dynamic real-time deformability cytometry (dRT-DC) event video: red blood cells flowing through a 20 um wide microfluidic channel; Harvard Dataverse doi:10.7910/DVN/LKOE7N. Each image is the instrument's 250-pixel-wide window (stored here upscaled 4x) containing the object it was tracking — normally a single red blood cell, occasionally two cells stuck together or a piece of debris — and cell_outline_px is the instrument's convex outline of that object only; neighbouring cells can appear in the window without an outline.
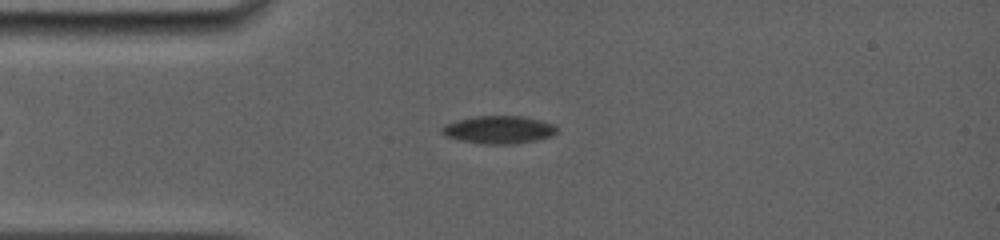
{"species": "common noctule bat (a hibernating species)", "species_latin": "Nyctalus noctula", "temperature_condition": "room temperature", "stored_images_in_passage": 44, "camera_frame_rate_fps": 5000, "um_per_image_px": 0.085, "animal": {"sex": "female", "body_mass_g": 19.0, "forearm_length_mm": 56.7}, "frame": {"image": 1, "passage_image": 11, "time_ms": 3.8, "image_size_px": [1000, 240], "cell_outline_px": [[556, 132], [552, 136], [536, 140], [512, 144], [484, 144], [460, 140], [444, 136], [440, 132], [440, 128], [456, 120], [476, 116], [524, 116], [540, 120], [552, 124], [556, 128]], "centroid_in_image_um": [42.37, 11.03], "position_along_channel_um": 42.6, "area_um2": 18.55}}
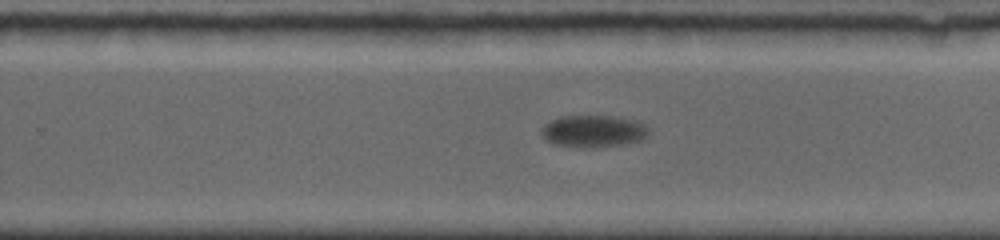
{"frame": {"image": 2, "passage_image": 28, "time_ms": 10.6, "image_size_px": [1000, 240], "cell_outline_px": [[648, 136], [644, 140], [628, 144], [580, 148], [552, 144], [544, 140], [540, 132], [540, 128], [544, 124], [560, 116], [612, 116], [636, 120], [644, 124], [648, 128]], "centroid_in_image_um": [50.42, 11.16], "position_along_channel_um": 279.4, "area_um2": 20.46}}
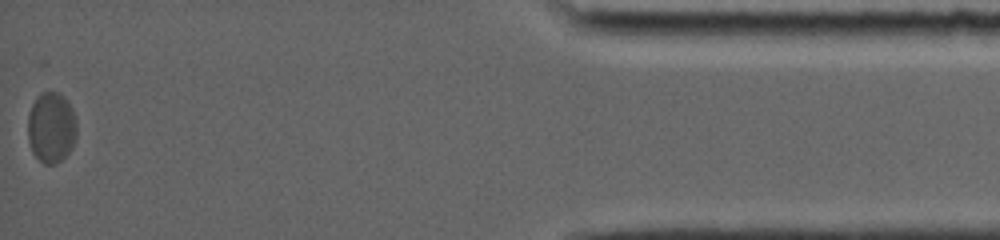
{"frame": {"image": 3, "passage_image": 44, "time_ms": 16.6, "image_size_px": [1000, 240], "cell_outline_px": [[76, 140], [72, 148], [56, 164], [44, 164], [32, 152], [28, 140], [28, 112], [36, 96], [40, 92], [60, 92], [64, 96], [72, 108], [76, 120]], "centroid_in_image_um": [4.36, 10.81], "position_along_channel_um": 430.8, "area_um2": 20.4}, "authors_computed_cell_mechanics": {"area_um2": 19.2763, "velocity_mm_per_s": 3.7091, "shape_relaxation_time_tau1_ms": 3.7653, "shape_relaxation_time_tau2_ms": null, "deformation_change_tau1": 0.0892, "deformation_change_tau2": null}}